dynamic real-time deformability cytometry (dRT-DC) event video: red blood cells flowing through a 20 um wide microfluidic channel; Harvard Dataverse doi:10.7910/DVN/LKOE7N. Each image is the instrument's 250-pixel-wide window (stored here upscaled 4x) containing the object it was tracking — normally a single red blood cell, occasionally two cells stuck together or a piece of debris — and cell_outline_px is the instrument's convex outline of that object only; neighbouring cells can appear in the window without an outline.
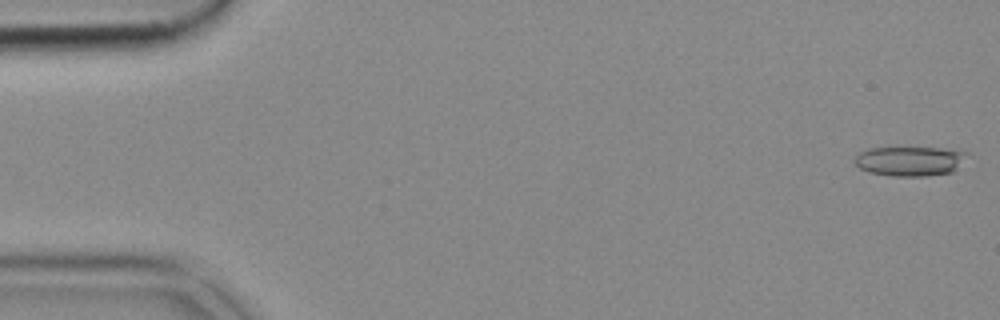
{"species": "common noctule bat (a hibernating species)", "species_latin": "Nyctalus noctula", "temperature_condition": "cold", "stored_images_in_passage": 52, "camera_frame_rate_fps": 3000, "um_per_image_px": 0.085, "animal": {"sex": "female", "body_mass_g": 18.4}, "frame": {"image": 1, "passage_image": 1, "time_ms": 0.0, "image_size_px": [1000, 320], "cell_outline_px": [[968, 152], [956, 168], [952, 172], [924, 176], [892, 176], [868, 172], [860, 168], [852, 160], [860, 152], [868, 148], [940, 148]], "centroid_in_image_um": [77.27, 13.69], "position_along_channel_um": 7.7, "area_um2": 19.13}}
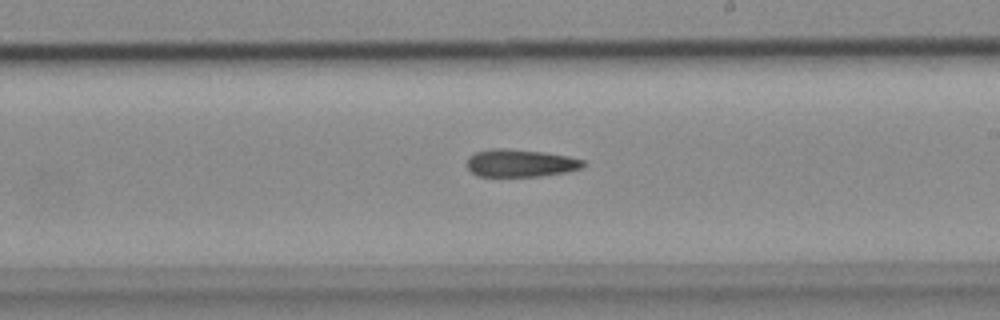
{"frame": {"image": 2, "passage_image": 30, "time_ms": 9.667, "image_size_px": [1000, 320], "cell_outline_px": [[584, 164], [580, 168], [564, 172], [540, 176], [476, 176], [468, 168], [468, 156], [476, 152], [492, 148], [500, 148], [544, 152], [568, 156], [584, 160]], "centroid_in_image_um": [44.2, 13.86], "position_along_channel_um": 244.8, "area_um2": 18.5}}
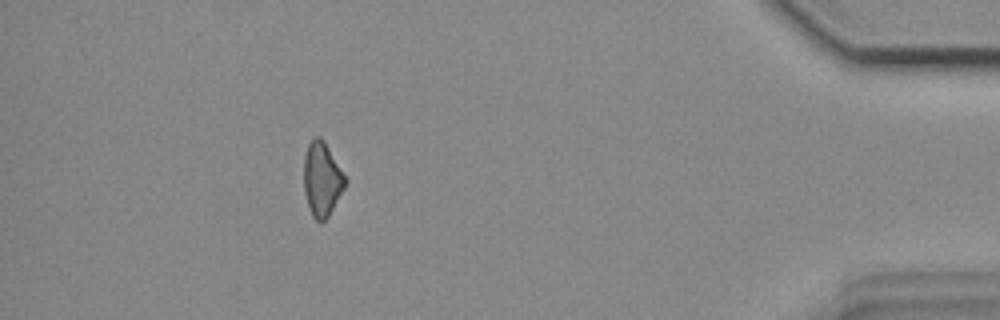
{"frame": {"image": 3, "passage_image": 47, "time_ms": 15.333, "image_size_px": [1000, 320], "cell_outline_px": [[348, 180], [344, 188], [328, 216], [320, 224], [312, 216], [304, 192], [304, 156], [308, 144], [312, 136], [320, 136], [324, 140]], "centroid_in_image_um": [27.36, 15.2], "position_along_channel_um": 407.8, "area_um2": 17.92}}